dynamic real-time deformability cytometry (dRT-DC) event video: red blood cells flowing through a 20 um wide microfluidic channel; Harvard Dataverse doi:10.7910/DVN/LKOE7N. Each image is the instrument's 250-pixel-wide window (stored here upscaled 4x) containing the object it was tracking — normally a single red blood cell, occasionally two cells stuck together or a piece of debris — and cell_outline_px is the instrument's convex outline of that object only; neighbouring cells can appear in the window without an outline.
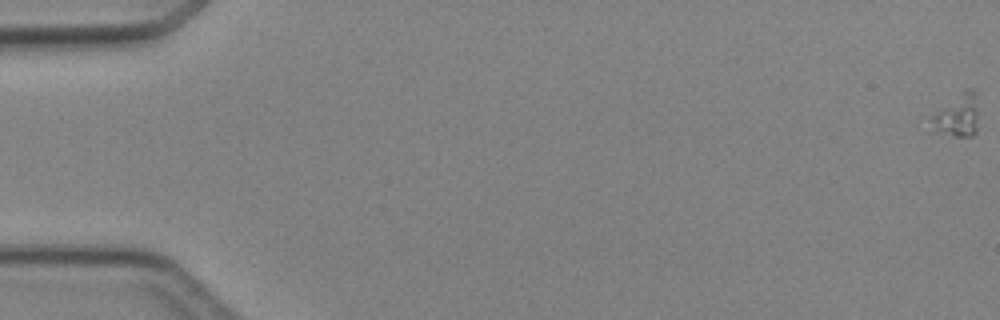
{"species": "Egyptian fruit bat (a non-hibernating species)", "species_latin": "Rousettus aegyptiacus", "temperature_condition": "cold", "stored_images_in_passage": 8, "camera_frame_rate_fps": 3000, "um_per_image_px": 0.085, "animal": {"sex": "female"}, "frame": {"image": 1, "passage_image": 1, "time_ms": 0.0, "image_size_px": [1000, 320], "cell_outline_px": [[976, 132], [972, 136], [952, 136], [936, 132], [928, 116], [968, 88], [972, 88], [976, 92]], "centroid_in_image_um": [81.34, 9.83], "position_along_channel_um": 3.7, "area_um2": 11.56}}